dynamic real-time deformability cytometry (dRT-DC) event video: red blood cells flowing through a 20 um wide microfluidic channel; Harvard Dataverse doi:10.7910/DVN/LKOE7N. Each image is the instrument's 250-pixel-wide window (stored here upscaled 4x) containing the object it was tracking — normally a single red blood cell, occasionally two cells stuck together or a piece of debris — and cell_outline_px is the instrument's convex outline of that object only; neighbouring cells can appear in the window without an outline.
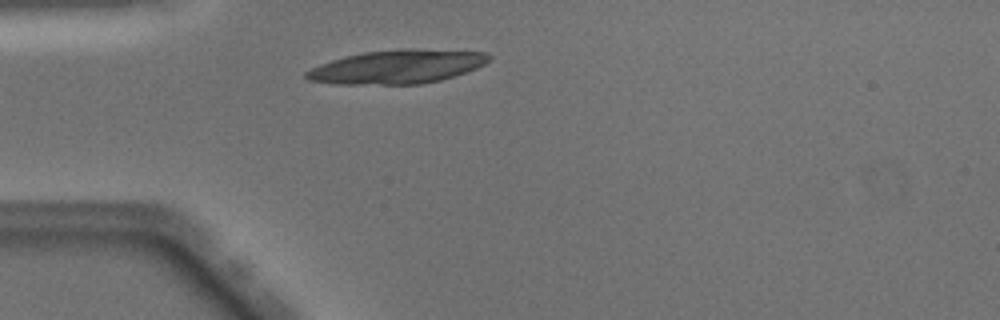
{"species": "Egyptian fruit bat (a non-hibernating species)", "species_latin": "Rousettus aegyptiacus", "temperature_condition": "warm", "stored_images_in_passage": 34, "camera_frame_rate_fps": 3000, "um_per_image_px": 0.085, "animal": {"sex": "male"}, "frame": {"image": 1, "passage_image": 1, "time_ms": 0.0, "image_size_px": [1000, 320], "cell_outline_px": [[492, 56], [484, 64], [476, 68], [440, 80], [420, 84], [336, 84], [308, 80], [304, 76], [304, 72], [312, 68], [332, 60], [344, 56], [364, 52], [400, 48], [412, 48], [488, 52]], "centroid_in_image_um": [33.76, 5.66], "position_along_channel_um": 51.2, "area_um2": 35.89}}